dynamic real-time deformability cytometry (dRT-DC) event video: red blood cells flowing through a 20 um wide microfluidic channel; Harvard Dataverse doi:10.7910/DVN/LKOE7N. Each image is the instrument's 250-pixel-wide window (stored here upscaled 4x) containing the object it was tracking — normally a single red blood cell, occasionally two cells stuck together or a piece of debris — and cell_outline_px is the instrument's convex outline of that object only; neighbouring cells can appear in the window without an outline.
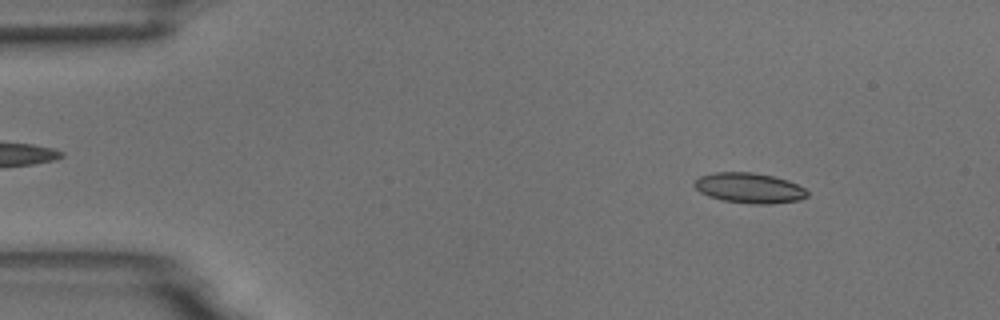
{"species": "common noctule bat (a hibernating species)", "species_latin": "Nyctalus noctula", "temperature_condition": "room temperature", "stored_images_in_passage": 54, "camera_frame_rate_fps": 3000, "um_per_image_px": 0.085, "animal": {"sex": "male", "body_mass_g": 18.8}, "frame": {"image": 1, "passage_image": 6, "time_ms": 1.667, "image_size_px": [1000, 320], "cell_outline_px": [[808, 196], [800, 200], [768, 204], [752, 204], [720, 200], [708, 196], [700, 192], [692, 184], [700, 176], [716, 172], [752, 172], [772, 176], [788, 180], [804, 188], [808, 192]], "centroid_in_image_um": [63.68, 15.98], "position_along_channel_um": 21.3, "area_um2": 19.94}}
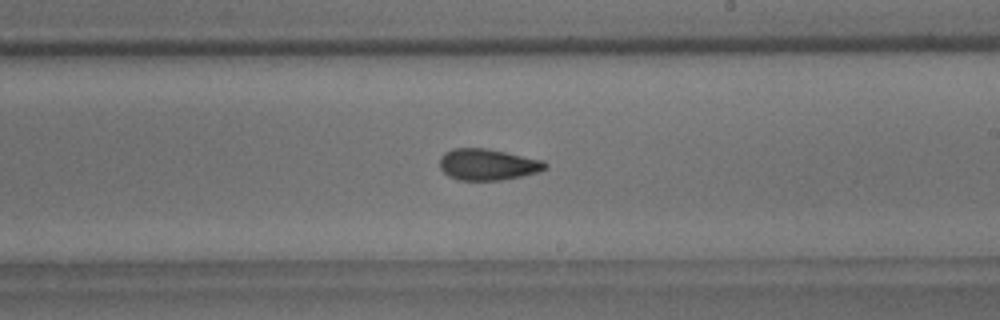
{"frame": {"image": 2, "passage_image": 31, "time_ms": 10.0, "image_size_px": [1000, 320], "cell_outline_px": [[548, 168], [540, 172], [500, 180], [456, 180], [448, 176], [440, 168], [440, 156], [444, 152], [452, 148], [488, 148], [544, 160], [548, 164]], "centroid_in_image_um": [41.46, 13.97], "position_along_channel_um": 247.5, "area_um2": 19.54}}
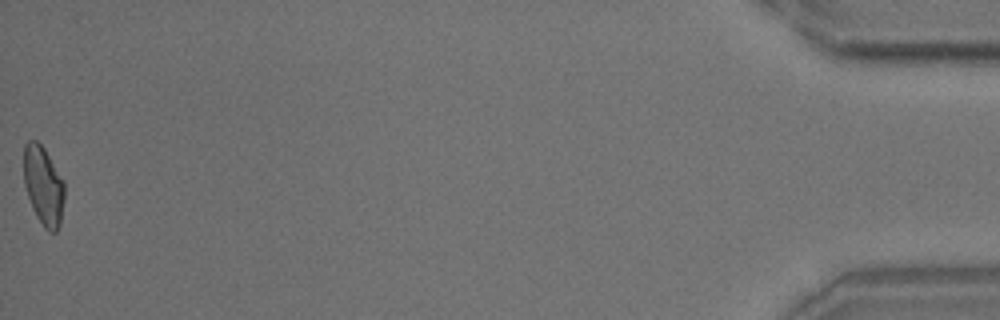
{"frame": {"image": 3, "passage_image": 54, "time_ms": 17.667, "image_size_px": [1000, 320], "cell_outline_px": [[64, 200], [60, 224], [56, 232], [48, 232], [44, 228], [36, 216], [32, 208], [24, 184], [24, 144], [28, 140], [36, 140], [44, 148], [64, 180]], "centroid_in_image_um": [3.69, 15.79], "position_along_channel_um": 431.5, "area_um2": 18.84}, "authors_computed_cell_mechanics": {"area_um2": 19.2763, "velocity_mm_per_s": 3.6863, "shape_relaxation_time_tau1_ms": 8.8413, "shape_relaxation_time_tau2_ms": 3.1886, "deformation_change_tau1": 0.1786, "deformation_change_tau2": 0.0968}}